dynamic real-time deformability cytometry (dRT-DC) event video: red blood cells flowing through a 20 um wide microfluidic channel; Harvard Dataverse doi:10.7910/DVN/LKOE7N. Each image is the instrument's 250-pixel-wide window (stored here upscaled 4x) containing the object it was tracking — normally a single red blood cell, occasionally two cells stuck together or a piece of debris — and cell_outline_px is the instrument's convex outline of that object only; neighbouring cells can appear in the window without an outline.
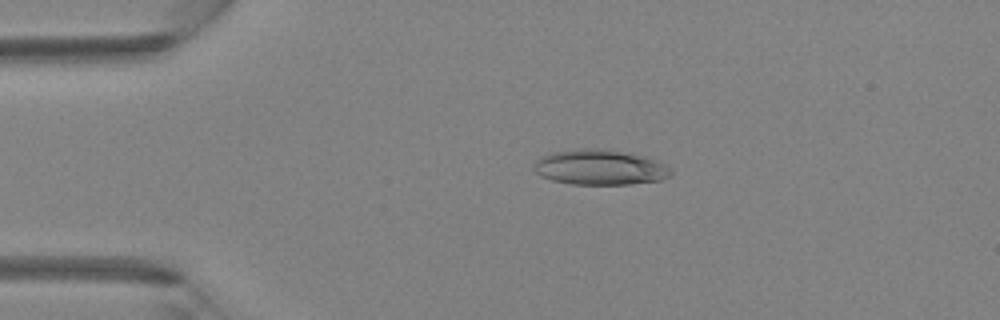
{"species": "Egyptian fruit bat (a non-hibernating species)", "species_latin": "Rousettus aegyptiacus", "temperature_condition": "room temperature", "stored_images_in_passage": 3, "camera_frame_rate_fps": 3000, "um_per_image_px": 0.085, "animal": {"sex": "female"}, "frame": {"image": 1, "passage_image": 2, "time_ms": 0.333, "image_size_px": [1000, 320], "cell_outline_px": [[672, 172], [668, 176], [660, 180], [628, 184], [572, 184], [552, 180], [540, 176], [532, 168], [536, 160], [540, 156], [552, 152], [576, 148], [596, 148], [624, 152], [644, 156], [656, 160], [664, 164]], "centroid_in_image_um": [50.93, 14.21], "position_along_channel_um": 34.1, "area_um2": 28.09}}